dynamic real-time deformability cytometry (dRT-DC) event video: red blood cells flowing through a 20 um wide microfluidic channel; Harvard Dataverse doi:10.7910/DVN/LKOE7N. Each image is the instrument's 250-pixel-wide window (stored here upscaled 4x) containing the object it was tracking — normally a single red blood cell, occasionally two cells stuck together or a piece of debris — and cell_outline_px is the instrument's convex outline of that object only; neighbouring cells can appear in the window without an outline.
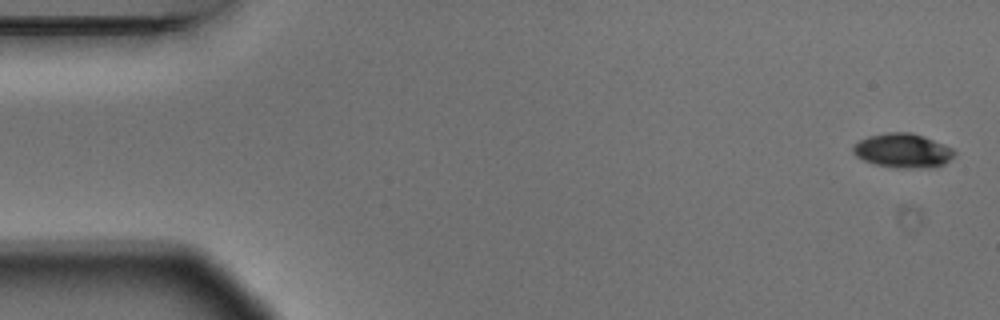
{"species": "Egyptian fruit bat (a non-hibernating species)", "species_latin": "Rousettus aegyptiacus", "temperature_condition": "warm", "stored_images_in_passage": 4, "camera_frame_rate_fps": 3000, "um_per_image_px": 0.085, "animal": {"sex": "male"}, "frame": {"image": 1, "passage_image": 1, "time_ms": 0.0, "image_size_px": [1000, 320], "cell_outline_px": [[956, 152], [944, 164], [936, 168], [900, 168], [876, 164], [864, 160], [856, 156], [852, 152], [852, 148], [860, 140], [868, 136], [888, 132], [912, 132], [924, 136], [952, 148]], "centroid_in_image_um": [76.75, 12.8], "position_along_channel_um": 8.3, "area_um2": 20.17}}
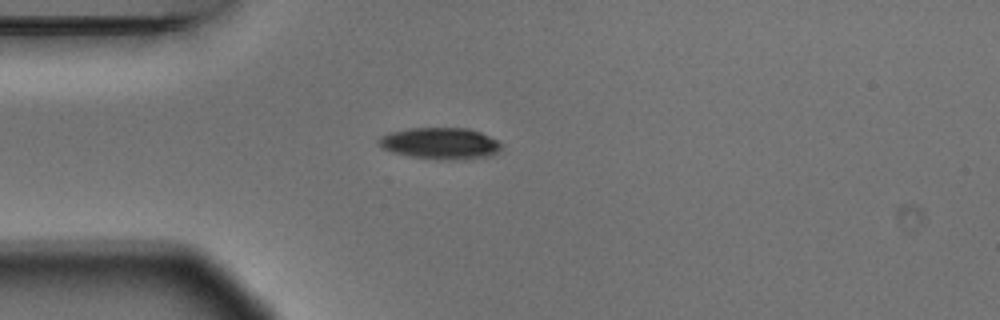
{"frame": {"image": 2, "passage_image": 4, "time_ms": 1.0, "image_size_px": [1000, 320], "cell_outline_px": [[500, 148], [496, 152], [488, 156], [452, 160], [444, 160], [408, 156], [392, 152], [376, 144], [376, 140], [380, 136], [388, 132], [408, 128], [468, 128], [480, 132], [496, 140], [500, 144]], "centroid_in_image_um": [37.33, 12.18], "position_along_channel_um": 47.7, "area_um2": 22.48}}